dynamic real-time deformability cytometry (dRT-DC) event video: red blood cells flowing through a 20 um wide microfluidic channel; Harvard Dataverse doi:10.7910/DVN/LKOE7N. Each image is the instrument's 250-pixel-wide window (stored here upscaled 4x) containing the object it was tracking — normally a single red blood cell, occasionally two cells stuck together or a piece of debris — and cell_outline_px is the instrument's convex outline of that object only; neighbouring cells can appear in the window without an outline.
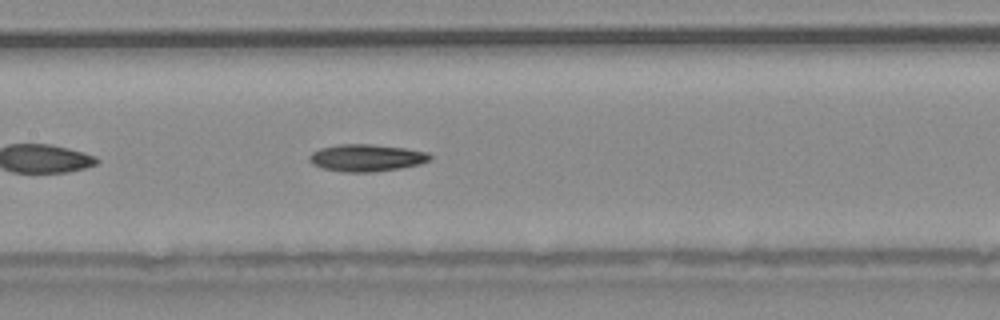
{"species": "common noctule bat (a hibernating species)", "species_latin": "Nyctalus noctula", "temperature_condition": "warm", "stored_images_in_passage": 40, "camera_frame_rate_fps": 3000, "um_per_image_px": 0.085, "animal": {"sex": "male", "body_mass_g": 20.4}, "frame": {"image": 1, "passage_image": 12, "time_ms": 3.667, "image_size_px": [1000, 320], "cell_outline_px": [[432, 160], [420, 164], [400, 168], [376, 172], [344, 172], [324, 168], [312, 164], [308, 160], [308, 156], [312, 152], [320, 148], [340, 144], [372, 144], [404, 148], [428, 152], [432, 156]], "centroid_in_image_um": [31.16, 13.41], "position_along_channel_um": 176.2, "area_um2": 19.19}, "authors_computed_cell_mechanics": {"area_um2": 18.3804, "velocity_mm_per_s": 3.8353, "shape_relaxation_time_tau1_ms": 11.2595, "shape_relaxation_time_tau2_ms": null, "deformation_change_tau1": 0.2286, "deformation_change_tau2": null}}